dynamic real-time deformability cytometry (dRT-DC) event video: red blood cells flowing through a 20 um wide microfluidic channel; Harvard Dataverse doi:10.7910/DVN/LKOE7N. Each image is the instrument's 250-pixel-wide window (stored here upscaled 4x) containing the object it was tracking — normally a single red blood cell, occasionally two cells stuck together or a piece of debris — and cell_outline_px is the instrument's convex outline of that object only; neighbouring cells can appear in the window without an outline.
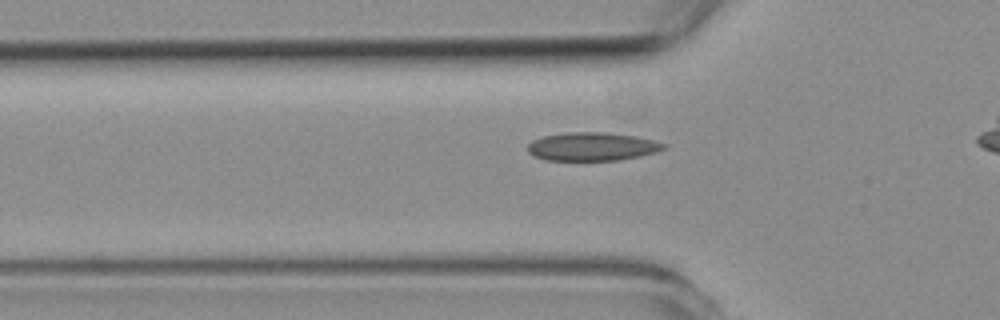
{"species": "common noctule bat (a hibernating species)", "species_latin": "Nyctalus noctula", "temperature_condition": "room temperature", "stored_images_in_passage": 33, "camera_frame_rate_fps": 3000, "um_per_image_px": 0.085, "animal": {"sex": "female", "body_mass_g": 19.3, "forearm_length_mm": 54.1}, "frame": {"image": 1, "passage_image": 4, "time_ms": 1.0, "image_size_px": [1000, 320], "cell_outline_px": [[668, 148], [656, 152], [640, 156], [620, 160], [544, 160], [528, 152], [528, 144], [532, 140], [544, 136], [568, 132], [604, 132], [636, 136], [652, 140], [664, 144]], "centroid_in_image_um": [50.34, 12.46], "position_along_channel_um": 75.5, "area_um2": 22.43}}
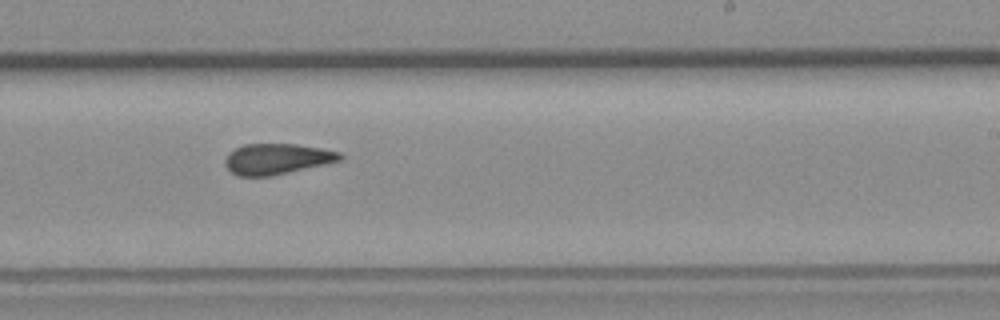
{"frame": {"image": 2, "passage_image": 19, "time_ms": 6.0, "image_size_px": [1000, 320], "cell_outline_px": [[344, 156], [340, 160], [324, 164], [272, 176], [236, 176], [224, 164], [224, 160], [228, 152], [244, 144], [296, 144], [320, 148], [340, 152]], "centroid_in_image_um": [23.5, 13.51], "position_along_channel_um": 265.5, "area_um2": 20.52}}
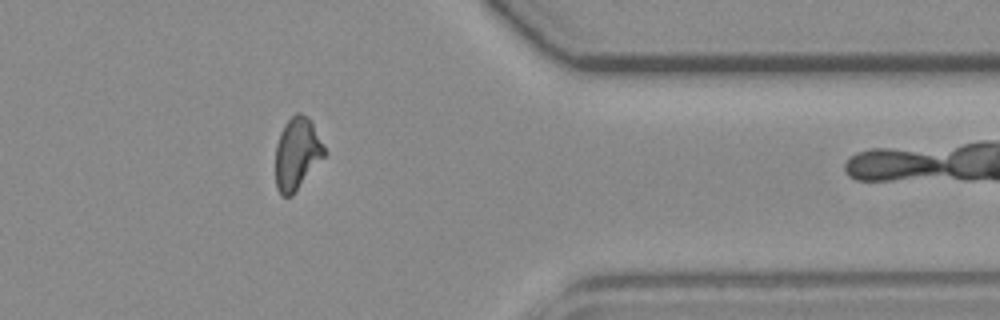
{"frame": {"image": 3, "passage_image": 30, "time_ms": 9.667, "image_size_px": [1000, 320], "cell_outline_px": [[328, 152], [292, 196], [280, 196], [276, 188], [276, 144], [280, 132], [284, 124], [296, 112], [300, 112], [308, 116]], "centroid_in_image_um": [25.25, 13.06], "position_along_channel_um": 386.2, "area_um2": 20.69}, "authors_computed_cell_mechanics": {"area_um2": 20.9814, "velocity_mm_per_s": 3.7944, "shape_relaxation_time_tau1_ms": null, "shape_relaxation_time_tau2_ms": 2.8231, "deformation_change_tau1": null, "deformation_change_tau2": 0.0966}}